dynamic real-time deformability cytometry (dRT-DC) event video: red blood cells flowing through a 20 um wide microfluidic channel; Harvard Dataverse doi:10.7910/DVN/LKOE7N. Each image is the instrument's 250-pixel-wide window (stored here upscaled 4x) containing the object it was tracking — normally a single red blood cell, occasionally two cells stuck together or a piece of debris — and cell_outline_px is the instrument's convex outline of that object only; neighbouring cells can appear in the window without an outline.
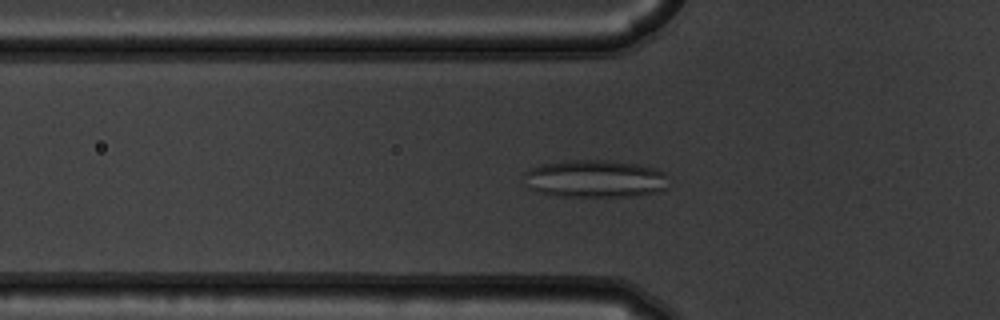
{"species": "common noctule bat (a hibernating species)", "species_latin": "Nyctalus noctula", "temperature_condition": "warm", "stored_images_in_passage": 54, "camera_frame_rate_fps": 3000, "um_per_image_px": 0.085, "animal": {"sex": "male", "body_mass_g": 19.5, "forearm_length_mm": 54.6}, "frame": {"image": 1, "passage_image": 18, "time_ms": 5.667, "image_size_px": [1000, 320], "cell_outline_px": [[668, 188], [656, 192], [632, 196], [556, 196], [540, 192], [528, 188], [524, 172], [532, 168], [544, 164], [564, 160], [608, 160], [636, 164], [656, 168], [664, 172]], "centroid_in_image_um": [50.59, 15.19], "position_along_channel_um": 75.2, "area_um2": 31.56}}
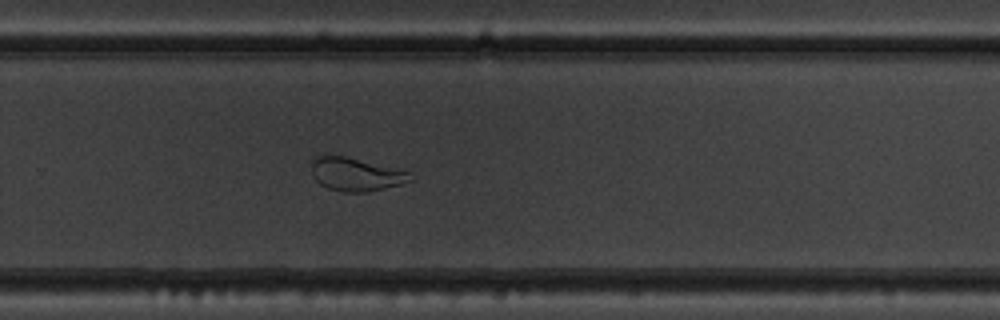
{"frame": {"image": 2, "passage_image": 36, "time_ms": 11.667, "image_size_px": [1000, 320], "cell_outline_px": [[412, 180], [400, 184], [368, 192], [344, 192], [328, 188], [320, 184], [312, 176], [312, 164], [316, 156], [344, 156], [404, 168], [412, 172]], "centroid_in_image_um": [30.33, 14.81], "position_along_channel_um": 299.5, "area_um2": 19.42}}
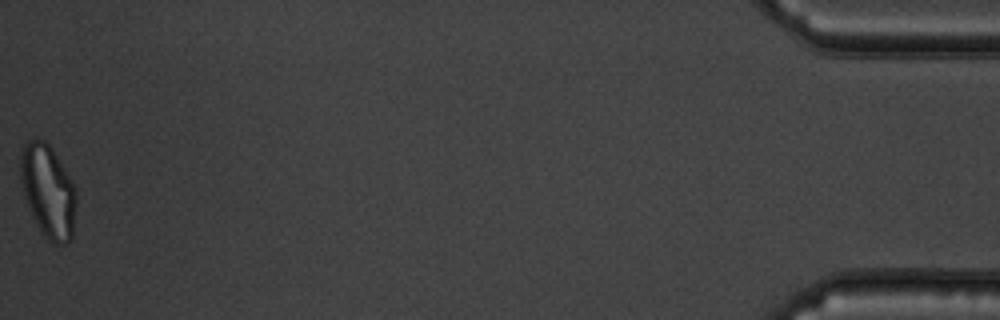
{"frame": {"image": 3, "passage_image": 54, "time_ms": 17.667, "image_size_px": [1000, 320], "cell_outline_px": [[76, 204], [72, 240], [68, 244], [56, 244], [40, 228], [32, 216], [24, 196], [20, 180], [20, 148], [28, 140], [44, 140], [52, 148], [72, 180], [76, 188]], "centroid_in_image_um": [4.09, 16.21], "position_along_channel_um": 431.1, "area_um2": 30.17}, "authors_computed_cell_mechanics": {"area_um2": 28.0908, "velocity_mm_per_s": 3.7524, "shape_relaxation_time_tau1_ms": null, "shape_relaxation_time_tau2_ms": 1.0305, "deformation_change_tau1": null, "deformation_change_tau2": 0.0864}}